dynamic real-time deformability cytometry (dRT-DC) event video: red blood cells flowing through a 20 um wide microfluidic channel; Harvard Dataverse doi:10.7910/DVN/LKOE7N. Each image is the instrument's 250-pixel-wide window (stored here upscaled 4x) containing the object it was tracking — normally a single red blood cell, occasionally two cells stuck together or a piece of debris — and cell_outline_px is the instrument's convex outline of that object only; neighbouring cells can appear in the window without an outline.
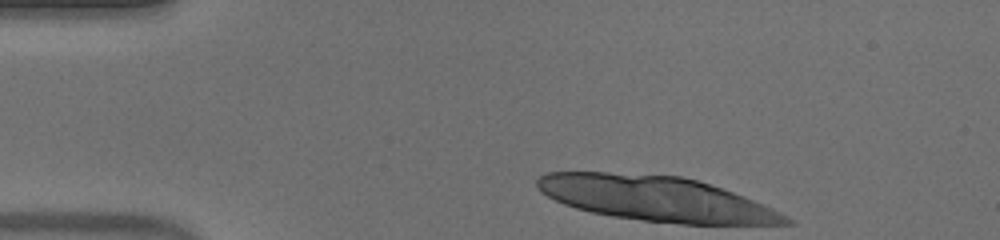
{"species": "human", "species_latin": "Homo sapiens", "temperature_condition": "warm", "stored_images_in_passage": 9, "camera_frame_rate_fps": 3000, "um_per_image_px": 0.085, "donor": {"sex": "male"}, "frame": {"image": 1, "passage_image": 1, "time_ms": 0.0, "image_size_px": [1000, 240], "cell_outline_px": [[796, 224], [680, 224], [644, 220], [612, 216], [592, 212], [576, 208], [564, 204], [540, 192], [536, 184], [536, 180], [544, 172], [608, 172], [680, 176], [696, 180], [724, 188], [764, 204], [788, 216]], "centroid_in_image_um": [55.78, 16.88], "position_along_channel_um": 29.2, "area_um2": 64.91}}